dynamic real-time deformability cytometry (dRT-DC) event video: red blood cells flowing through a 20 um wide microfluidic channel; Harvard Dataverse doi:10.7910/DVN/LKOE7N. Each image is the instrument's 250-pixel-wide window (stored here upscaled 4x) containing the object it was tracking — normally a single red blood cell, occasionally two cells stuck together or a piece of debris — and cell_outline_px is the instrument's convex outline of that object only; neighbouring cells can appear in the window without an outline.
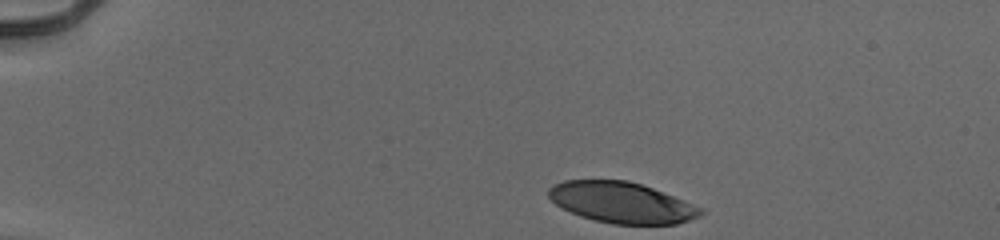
{"species": "human", "species_latin": "Homo sapiens", "temperature_condition": "cold", "stored_images_in_passage": 37, "camera_frame_rate_fps": 3000, "um_per_image_px": 0.085, "donor": {"sex": "male"}, "frame": {"image": 1, "passage_image": 1, "time_ms": 0.0, "image_size_px": [1000, 240], "cell_outline_px": [[704, 212], [700, 216], [676, 224], [612, 224], [580, 216], [560, 208], [548, 196], [548, 188], [552, 184], [564, 180], [628, 180], [652, 188], [684, 200], [704, 208]], "centroid_in_image_um": [52.82, 17.21], "position_along_channel_um": 32.2, "area_um2": 36.3}}
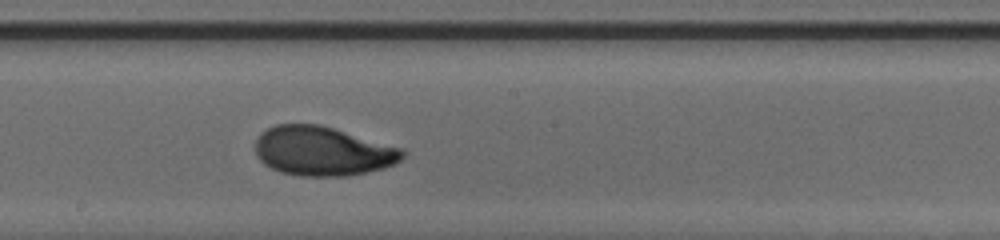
{"frame": {"image": 2, "passage_image": 22, "time_ms": 7.0, "image_size_px": [1000, 240], "cell_outline_px": [[408, 152], [400, 160], [384, 168], [348, 176], [300, 176], [280, 172], [264, 164], [256, 156], [256, 140], [260, 132], [276, 124], [320, 124], [404, 148]], "centroid_in_image_um": [27.44, 12.84], "position_along_channel_um": 220.8, "area_um2": 42.54}}
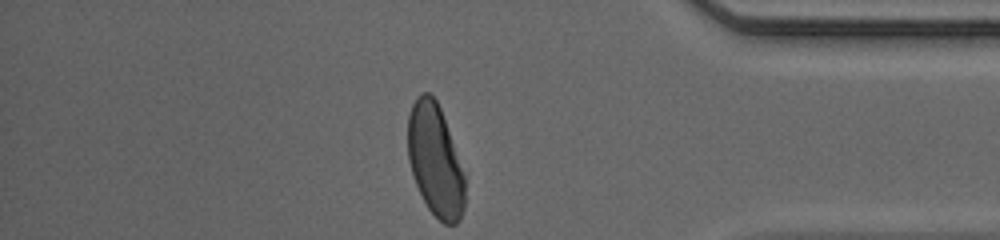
{"frame": {"image": 3, "passage_image": 37, "time_ms": 12.0, "image_size_px": [1000, 240], "cell_outline_px": [[464, 208], [460, 220], [456, 224], [444, 224], [428, 208], [416, 184], [408, 160], [408, 116], [412, 104], [416, 96], [420, 92], [428, 92], [436, 100], [440, 108], [464, 176]], "centroid_in_image_um": [36.97, 13.63], "position_along_channel_um": 398.2, "area_um2": 36.65}, "authors_computed_cell_mechanics": {"area_um2": 40.9224, "velocity_mm_per_s": 3.9391, "shape_relaxation_time_tau1_ms": 3.4559, "shape_relaxation_time_tau2_ms": 0.9466, "deformation_change_tau1": 0.1834, "deformation_change_tau2": 0.056}}